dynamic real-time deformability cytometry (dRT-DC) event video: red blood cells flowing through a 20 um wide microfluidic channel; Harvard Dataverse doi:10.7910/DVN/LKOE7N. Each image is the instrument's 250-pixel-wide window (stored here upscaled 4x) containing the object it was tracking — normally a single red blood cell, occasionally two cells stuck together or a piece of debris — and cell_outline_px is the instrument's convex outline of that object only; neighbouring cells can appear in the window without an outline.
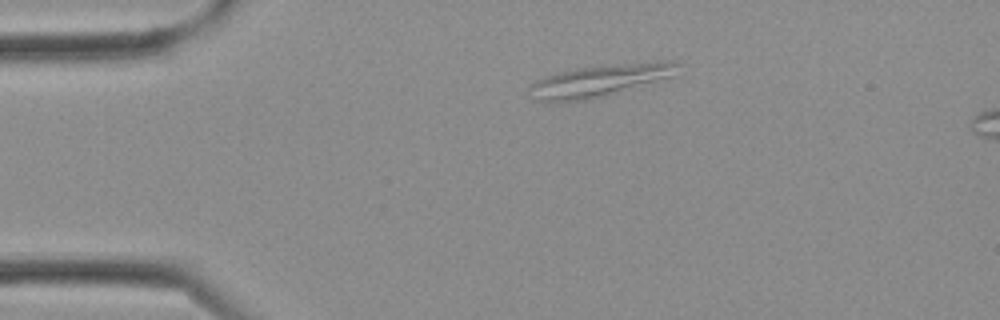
{"species": "Egyptian fruit bat (a non-hibernating species)", "species_latin": "Rousettus aegyptiacus", "temperature_condition": "cold", "stored_images_in_passage": 2, "camera_frame_rate_fps": 3000, "um_per_image_px": 0.085, "frame": {"image": 1, "passage_image": 1, "time_ms": 0.0, "image_size_px": [1000, 320], "cell_outline_px": [[680, 76], [604, 96], [584, 100], [536, 100], [528, 88], [536, 80], [544, 76], [576, 68], [600, 64], [656, 60], [672, 60], [680, 64]], "centroid_in_image_um": [51.21, 6.78], "position_along_channel_um": 33.8, "area_um2": 28.44}}